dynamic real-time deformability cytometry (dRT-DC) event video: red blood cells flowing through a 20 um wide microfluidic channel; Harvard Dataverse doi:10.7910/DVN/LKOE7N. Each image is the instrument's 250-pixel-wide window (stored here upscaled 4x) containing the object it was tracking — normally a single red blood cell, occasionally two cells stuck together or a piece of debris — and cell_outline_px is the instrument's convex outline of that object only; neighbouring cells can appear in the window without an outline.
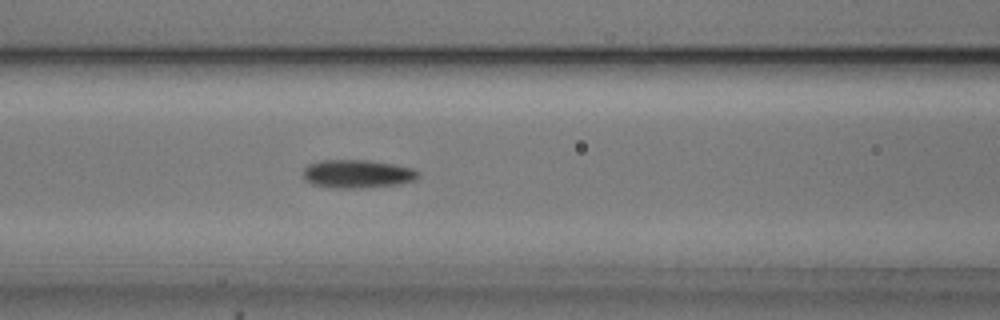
{"species": "common noctule bat (a hibernating species)", "species_latin": "Nyctalus noctula", "temperature_condition": "cold", "stored_images_in_passage": 55, "camera_frame_rate_fps": 3000, "um_per_image_px": 0.085, "animal": {"sex": "male", "body_mass_g": 20.5, "forearm_length_mm": 52.5}, "frame": {"image": 1, "passage_image": 23, "time_ms": 7.333, "image_size_px": [1000, 320], "cell_outline_px": [[420, 176], [412, 180], [400, 184], [356, 188], [336, 188], [312, 184], [304, 180], [304, 168], [308, 164], [320, 160], [368, 160], [392, 164], [412, 168], [420, 172]], "centroid_in_image_um": [30.36, 14.77], "position_along_channel_um": 136.2, "area_um2": 18.9}}
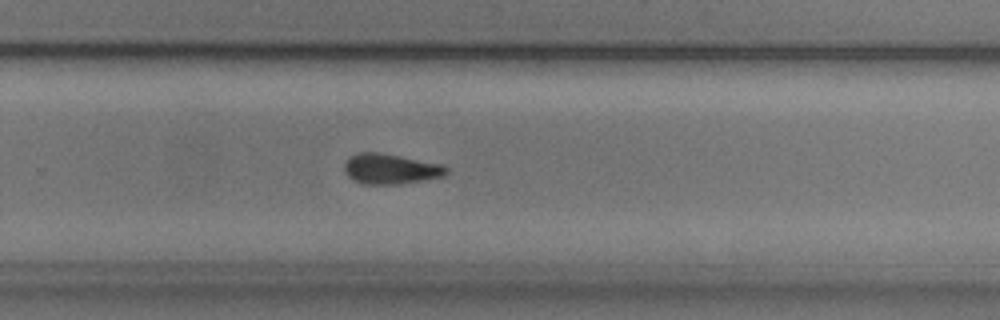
{"frame": {"image": 2, "passage_image": 36, "time_ms": 11.667, "image_size_px": [1000, 320], "cell_outline_px": [[448, 172], [444, 176], [424, 180], [400, 184], [364, 184], [348, 176], [344, 172], [344, 164], [352, 156], [360, 152], [380, 152], [440, 164], [448, 168]], "centroid_in_image_um": [33.21, 14.36], "position_along_channel_um": 296.6, "area_um2": 17.8}}
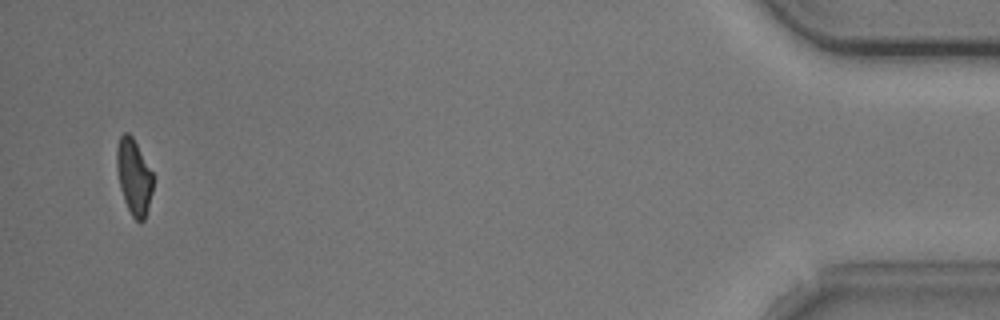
{"frame": {"image": 3, "passage_image": 53, "time_ms": 17.333, "image_size_px": [1000, 320], "cell_outline_px": [[152, 192], [148, 208], [144, 220], [140, 224], [132, 216], [124, 200], [120, 188], [116, 168], [116, 148], [120, 136], [124, 132], [128, 132], [132, 136], [152, 172]], "centroid_in_image_um": [11.36, 15.03], "position_along_channel_um": 423.8, "area_um2": 15.95}, "authors_computed_cell_mechanics": {"area_um2": 17.629, "velocity_mm_per_s": 3.712, "shape_relaxation_time_tau1_ms": 3.4619, "shape_relaxation_time_tau2_ms": null, "deformation_change_tau1": 0.1206, "deformation_change_tau2": null}}